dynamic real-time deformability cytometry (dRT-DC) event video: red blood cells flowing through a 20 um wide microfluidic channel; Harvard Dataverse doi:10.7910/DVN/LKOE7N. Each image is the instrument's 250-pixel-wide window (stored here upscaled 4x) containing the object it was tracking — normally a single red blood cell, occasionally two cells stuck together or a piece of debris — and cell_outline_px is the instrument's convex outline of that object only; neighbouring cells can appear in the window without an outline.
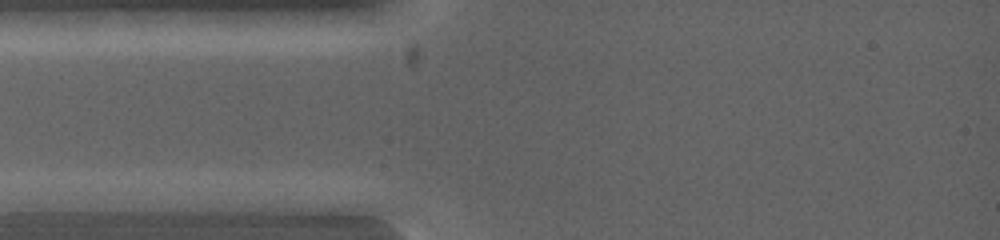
{"species": "common noctule bat (a hibernating species)", "species_latin": "Nyctalus noctula", "temperature_condition": "warm", "stored_images_in_passage": 3, "segment_of_instrument_passage": [1, 2], "camera_frame_rate_fps": 5000, "um_per_image_px": 0.085, "animal": {"sex": "female", "body_mass_g": 19.0, "forearm_length_mm": 53.3}, "frame": {"image": 1, "passage_image": 1, "time_ms": 0.0, "image_size_px": [1000, 240], "cell_outline_px": [[140, 200], [92, 212], [16, 212], [12, 200], [40, 192], [120, 192]], "centroid_in_image_um": [6.01, 17.15], "position_along_channel_um": 79.0, "area_um2": 14.85}}